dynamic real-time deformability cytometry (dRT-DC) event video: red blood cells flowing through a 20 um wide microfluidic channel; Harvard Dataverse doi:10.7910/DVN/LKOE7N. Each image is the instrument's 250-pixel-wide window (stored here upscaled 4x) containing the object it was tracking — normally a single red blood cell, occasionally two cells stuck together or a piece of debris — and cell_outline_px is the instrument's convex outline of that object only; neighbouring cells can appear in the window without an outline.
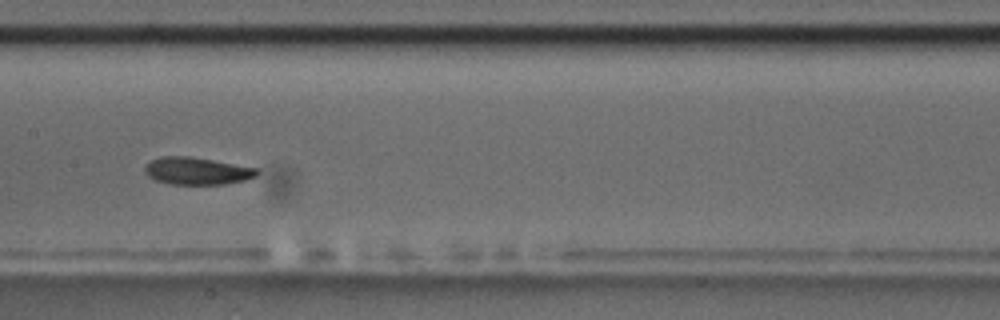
{"species": "common noctule bat (a hibernating species)", "species_latin": "Nyctalus noctula", "temperature_condition": "room temperature", "stored_images_in_passage": 16, "camera_frame_rate_fps": 3000, "um_per_image_px": 0.085, "animal": {"sex": "male", "body_mass_g": 17.5, "forearm_length_mm": 52.3}, "frame": {"image": 1, "passage_image": 7, "time_ms": 7.0, "image_size_px": [1000, 320], "cell_outline_px": [[260, 172], [256, 176], [244, 180], [224, 184], [168, 184], [156, 180], [148, 176], [144, 172], [144, 164], [148, 160], [160, 156], [188, 156], [260, 168]], "centroid_in_image_um": [16.71, 14.52], "position_along_channel_um": 190.7, "area_um2": 18.09}}
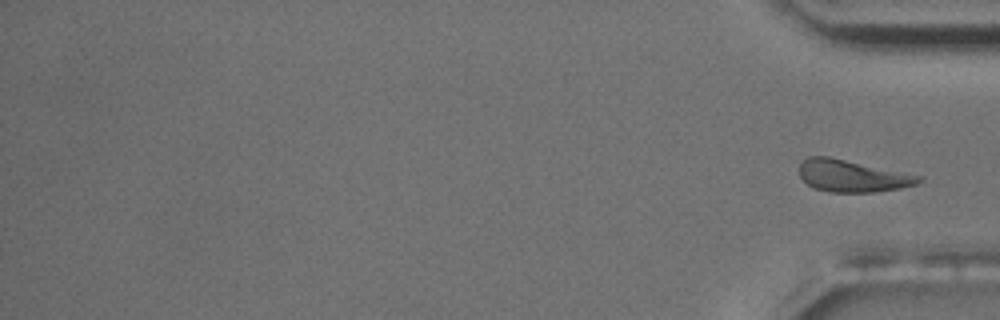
{"frame": {"image": 2, "passage_image": 16, "time_ms": 17.333, "image_size_px": [1000, 320], "cell_outline_px": [[924, 180], [916, 184], [900, 188], [876, 192], [828, 192], [812, 188], [800, 176], [800, 160], [808, 156], [828, 156], [924, 176]], "centroid_in_image_um": [72.45, 14.95], "position_along_channel_um": 362.8, "area_um2": 22.48}}